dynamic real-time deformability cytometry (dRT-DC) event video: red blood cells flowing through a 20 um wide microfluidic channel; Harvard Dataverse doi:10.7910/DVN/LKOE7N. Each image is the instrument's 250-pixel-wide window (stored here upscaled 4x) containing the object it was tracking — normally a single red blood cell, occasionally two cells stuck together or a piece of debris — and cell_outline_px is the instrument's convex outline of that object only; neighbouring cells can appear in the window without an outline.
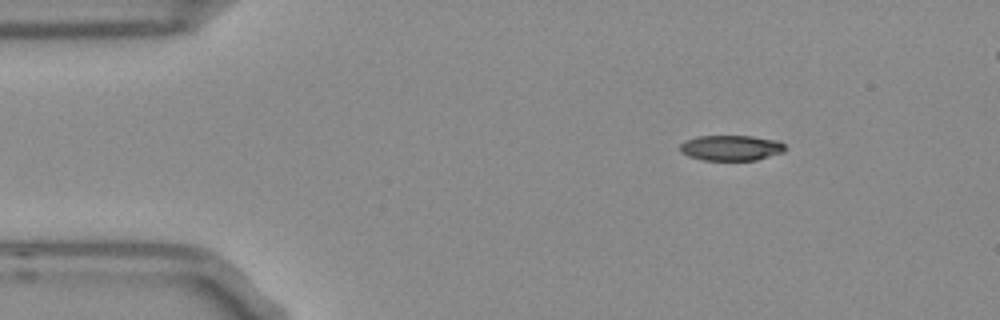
{"species": "Egyptian fruit bat (a non-hibernating species)", "species_latin": "Rousettus aegyptiacus", "temperature_condition": "room temperature", "stored_images_in_passage": 48, "camera_frame_rate_fps": 3000, "um_per_image_px": 0.085, "frame": {"image": 1, "passage_image": 1, "time_ms": 0.0, "image_size_px": [1000, 320], "cell_outline_px": [[784, 152], [756, 160], [704, 160], [688, 156], [680, 152], [680, 144], [684, 140], [696, 136], [752, 136], [780, 140], [784, 144]], "centroid_in_image_um": [62.13, 12.56], "position_along_channel_um": 22.9, "area_um2": 15.72}}
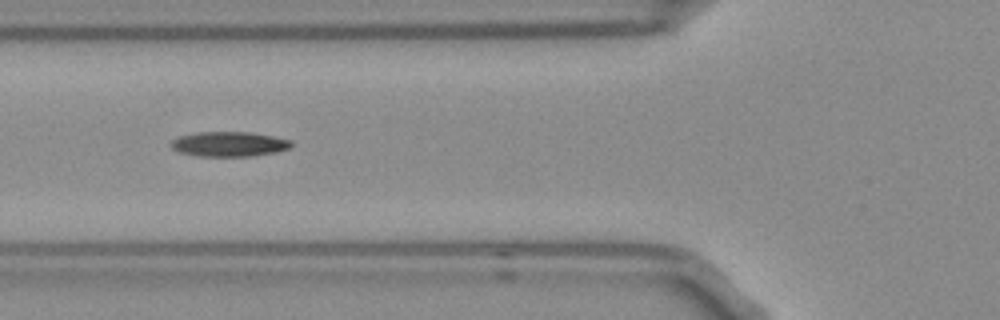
{"frame": {"image": 2, "passage_image": 13, "time_ms": 4.0, "image_size_px": [1000, 320], "cell_outline_px": [[292, 144], [288, 148], [276, 152], [248, 156], [200, 156], [180, 152], [172, 148], [172, 140], [180, 136], [196, 132], [252, 132], [292, 140]], "centroid_in_image_um": [19.48, 12.24], "position_along_channel_um": 106.3, "area_um2": 17.22}}
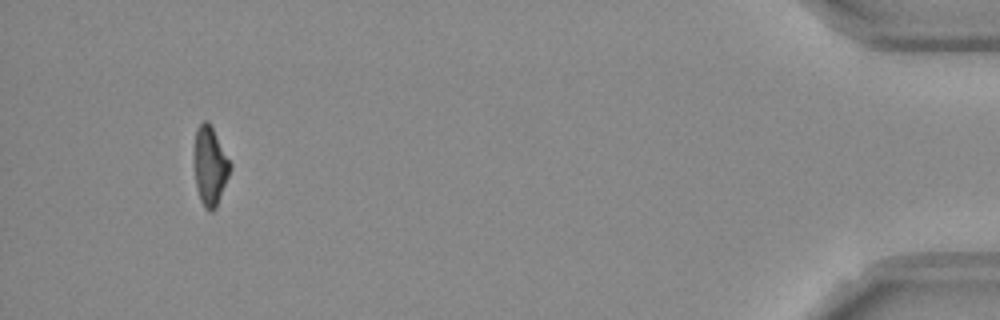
{"frame": {"image": 3, "passage_image": 44, "time_ms": 14.333, "image_size_px": [1000, 320], "cell_outline_px": [[232, 168], [216, 208], [212, 212], [208, 212], [204, 208], [200, 200], [196, 188], [192, 160], [192, 152], [196, 128], [204, 120], [208, 120], [232, 164]], "centroid_in_image_um": [17.82, 14.11], "position_along_channel_um": 417.4, "area_um2": 17.22}, "authors_computed_cell_mechanics": {"area_um2": 17.2244, "velocity_mm_per_s": 3.7539, "shape_relaxation_time_tau1_ms": 6.7145, "shape_relaxation_time_tau2_ms": 4.3261, "deformation_change_tau1": 0.1882, "deformation_change_tau2": 0.1296}}